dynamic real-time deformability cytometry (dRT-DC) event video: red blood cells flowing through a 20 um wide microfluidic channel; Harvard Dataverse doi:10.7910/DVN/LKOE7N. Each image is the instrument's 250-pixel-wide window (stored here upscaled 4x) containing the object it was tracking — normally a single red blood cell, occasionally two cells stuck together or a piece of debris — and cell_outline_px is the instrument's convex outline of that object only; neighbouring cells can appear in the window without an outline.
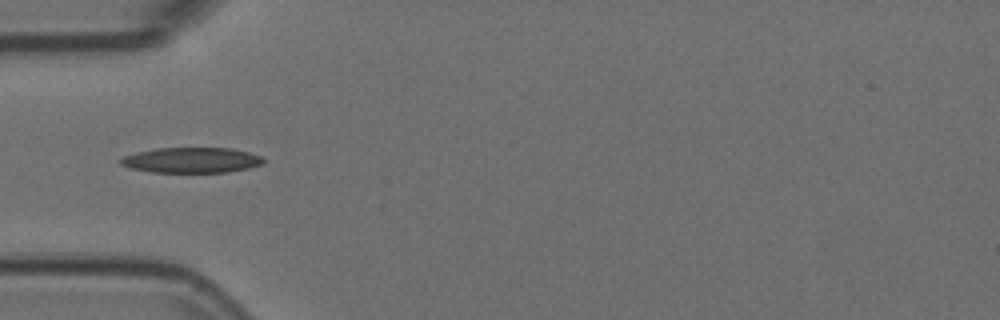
{"species": "Egyptian fruit bat (a non-hibernating species)", "species_latin": "Rousettus aegyptiacus", "temperature_condition": "room temperature", "stored_images_in_passage": 8, "camera_frame_rate_fps": 3000, "um_per_image_px": 0.085, "animal": {"sex": "female"}, "frame": {"image": 1, "passage_image": 5, "time_ms": 1.333, "image_size_px": [1000, 320], "cell_outline_px": [[264, 160], [260, 164], [248, 168], [228, 172], [152, 172], [128, 168], [120, 164], [116, 160], [124, 156], [136, 152], [156, 148], [232, 148], [248, 152], [260, 156]], "centroid_in_image_um": [16.2, 13.61], "position_along_channel_um": 68.8, "area_um2": 21.15}}
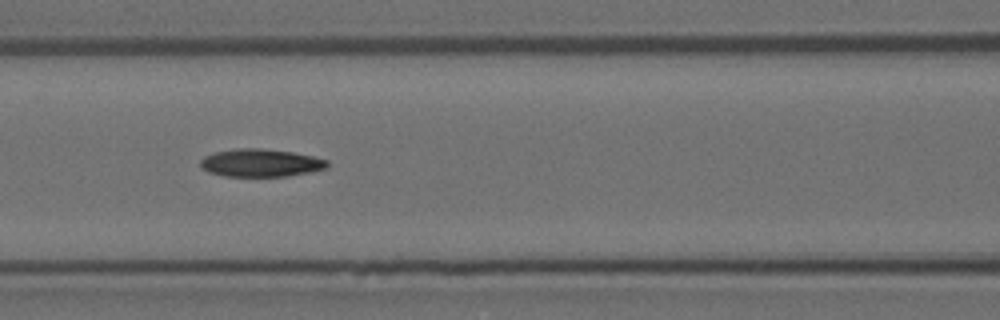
{"frame": {"image": 2, "passage_image": 7, "time_ms": 2.0, "image_size_px": [1000, 320], "cell_outline_px": [[328, 168], [312, 172], [288, 176], [224, 176], [208, 172], [200, 164], [200, 160], [204, 156], [216, 152], [240, 148], [260, 148], [292, 152], [312, 156], [328, 160]], "centroid_in_image_um": [22.19, 13.85], "position_along_channel_um": 144.4, "area_um2": 20.52}}
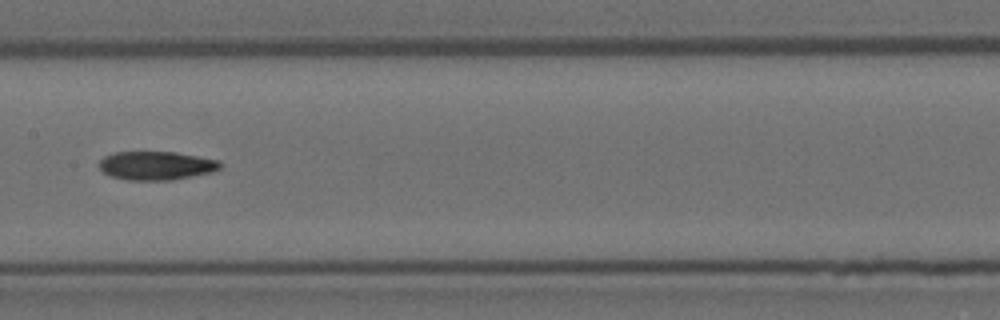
{"frame": {"image": 3, "passage_image": 8, "time_ms": 2.333, "image_size_px": [1000, 320], "cell_outline_px": [[220, 168], [212, 172], [172, 180], [128, 180], [112, 176], [104, 172], [100, 168], [100, 160], [104, 156], [112, 152], [172, 152], [220, 160]], "centroid_in_image_um": [13.27, 14.07], "position_along_channel_um": 194.1, "area_um2": 20.0}}